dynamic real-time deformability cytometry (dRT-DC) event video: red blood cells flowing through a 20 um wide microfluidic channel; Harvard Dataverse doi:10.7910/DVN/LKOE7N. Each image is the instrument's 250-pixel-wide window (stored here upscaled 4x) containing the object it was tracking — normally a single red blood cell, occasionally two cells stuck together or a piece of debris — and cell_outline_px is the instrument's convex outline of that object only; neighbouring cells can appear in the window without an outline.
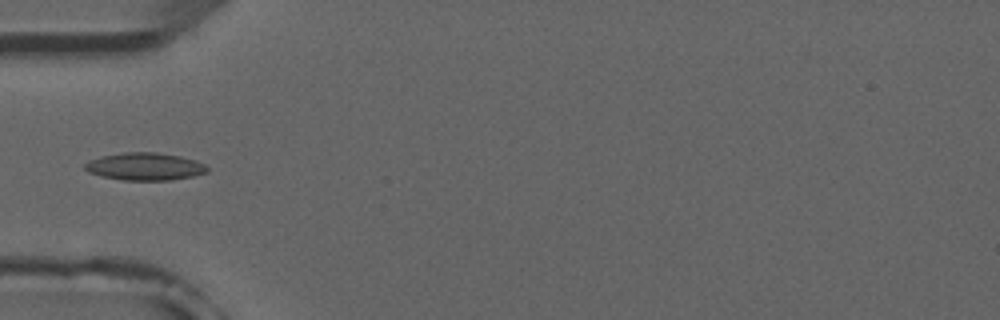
{"species": "common noctule bat (a hibernating species)", "species_latin": "Nyctalus noctula", "temperature_condition": "room temperature", "stored_images_in_passage": 6, "camera_frame_rate_fps": 3000, "um_per_image_px": 0.085, "animal": {"sex": "male", "forearm_length_mm": 52.5}, "frame": {"image": 1, "passage_image": 5, "time_ms": 4.667, "image_size_px": [1000, 320], "cell_outline_px": [[208, 172], [192, 176], [172, 180], [124, 180], [104, 176], [88, 172], [84, 168], [84, 164], [88, 160], [100, 156], [124, 152], [156, 152], [180, 156], [196, 160], [204, 164], [208, 168]], "centroid_in_image_um": [12.31, 14.14], "position_along_channel_um": 72.7, "area_um2": 19.65}}
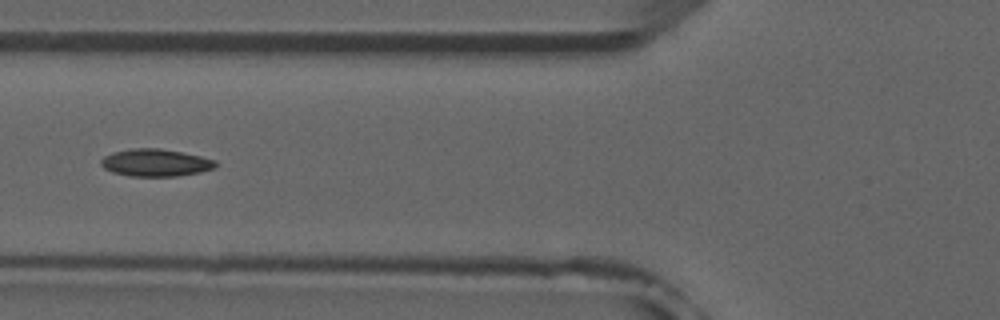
{"frame": {"image": 2, "passage_image": 6, "time_ms": 5.667, "image_size_px": [1000, 320], "cell_outline_px": [[216, 168], [200, 172], [176, 176], [128, 176], [112, 172], [104, 168], [100, 164], [100, 160], [104, 156], [112, 152], [132, 148], [160, 148], [200, 156], [216, 160]], "centroid_in_image_um": [13.2, 13.83], "position_along_channel_um": 112.6, "area_um2": 18.32}}